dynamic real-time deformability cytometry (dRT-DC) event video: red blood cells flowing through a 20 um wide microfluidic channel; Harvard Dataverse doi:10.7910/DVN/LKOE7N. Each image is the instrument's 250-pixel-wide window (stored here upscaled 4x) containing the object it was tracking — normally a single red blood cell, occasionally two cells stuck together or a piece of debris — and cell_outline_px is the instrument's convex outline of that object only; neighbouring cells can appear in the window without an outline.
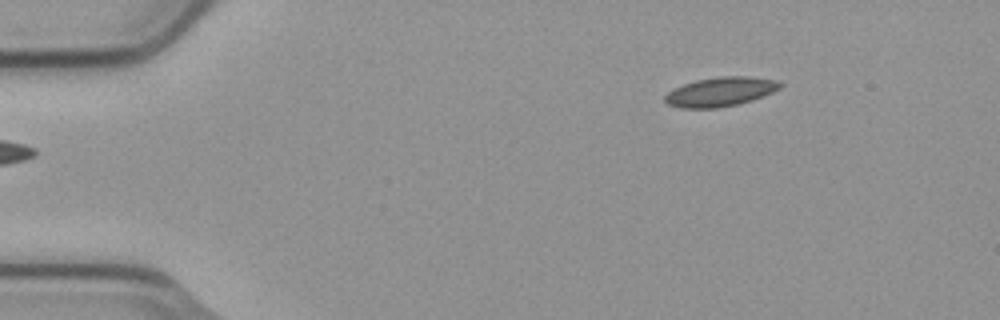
{"species": "common noctule bat (a hibernating species)", "species_latin": "Nyctalus noctula", "temperature_condition": "cold", "stored_images_in_passage": 4, "camera_frame_rate_fps": 3000, "um_per_image_px": 0.085, "animal": {"sex": "male", "body_mass_g": 23.1, "forearm_length_mm": 52.7}, "frame": {"image": 1, "passage_image": 1, "time_ms": 0.0, "image_size_px": [1000, 320], "cell_outline_px": [[784, 84], [780, 88], [772, 92], [752, 100], [736, 104], [716, 108], [680, 108], [668, 104], [664, 100], [664, 96], [672, 88], [696, 80], [720, 76], [752, 76], [776, 80]], "centroid_in_image_um": [61.22, 7.79], "position_along_channel_um": 23.8, "area_um2": 19.65}}